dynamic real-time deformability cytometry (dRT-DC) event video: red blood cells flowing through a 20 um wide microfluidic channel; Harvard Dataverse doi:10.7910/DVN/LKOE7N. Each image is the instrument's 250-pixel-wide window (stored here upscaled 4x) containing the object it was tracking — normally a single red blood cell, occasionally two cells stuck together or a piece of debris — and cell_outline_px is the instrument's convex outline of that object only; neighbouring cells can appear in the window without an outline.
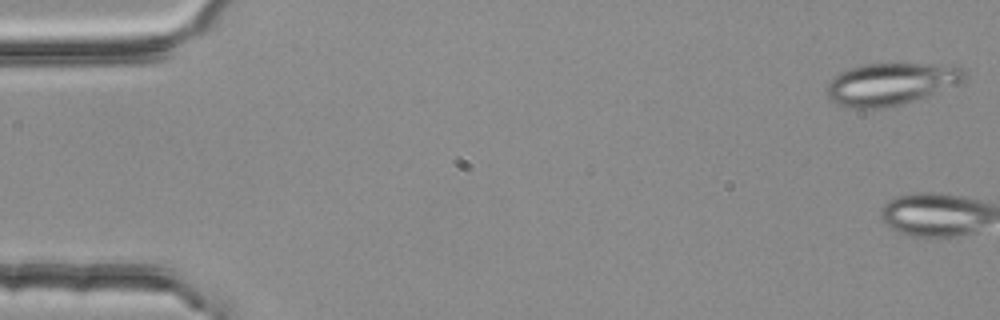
{"species": "common noctule bat (a hibernating species)", "species_latin": "Nyctalus noctula", "temperature_condition": "room temperature", "stored_images_in_passage": 5, "camera_frame_rate_fps": 3000, "um_per_image_px": 0.085, "animal": {"sex": "female", "body_mass_g": 25.1}, "frame": {"image": 1, "passage_image": 1, "time_ms": 0.0, "image_size_px": [1000, 320], "cell_outline_px": [[968, 76], [964, 80], [956, 84], [912, 100], [900, 104], [880, 108], [852, 108], [836, 104], [828, 100], [824, 92], [828, 84], [840, 72], [864, 64], [960, 64], [964, 68]], "centroid_in_image_um": [75.72, 7.12], "position_along_channel_um": 9.3, "area_um2": 33.7}}